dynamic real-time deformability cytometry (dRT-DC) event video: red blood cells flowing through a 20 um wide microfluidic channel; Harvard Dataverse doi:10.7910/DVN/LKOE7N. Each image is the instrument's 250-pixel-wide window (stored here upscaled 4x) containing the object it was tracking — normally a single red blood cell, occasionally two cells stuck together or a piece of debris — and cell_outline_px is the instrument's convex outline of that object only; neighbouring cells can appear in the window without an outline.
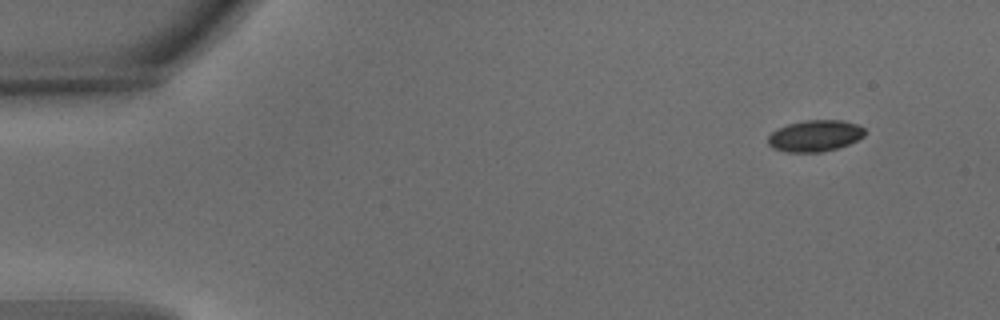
{"species": "common noctule bat (a hibernating species)", "species_latin": "Nyctalus noctula", "temperature_condition": "warm", "stored_images_in_passage": 3, "camera_frame_rate_fps": 3000, "um_per_image_px": 0.085, "animal": {"sex": "male", "body_mass_g": 15.6}, "frame": {"image": 1, "passage_image": 1, "time_ms": 0.0, "image_size_px": [1000, 320], "cell_outline_px": [[864, 136], [848, 144], [836, 148], [820, 152], [784, 152], [772, 148], [768, 144], [768, 136], [772, 132], [788, 124], [804, 120], [844, 120], [856, 124], [864, 128]], "centroid_in_image_um": [69.25, 11.54], "position_along_channel_um": 15.7, "area_um2": 17.63}}
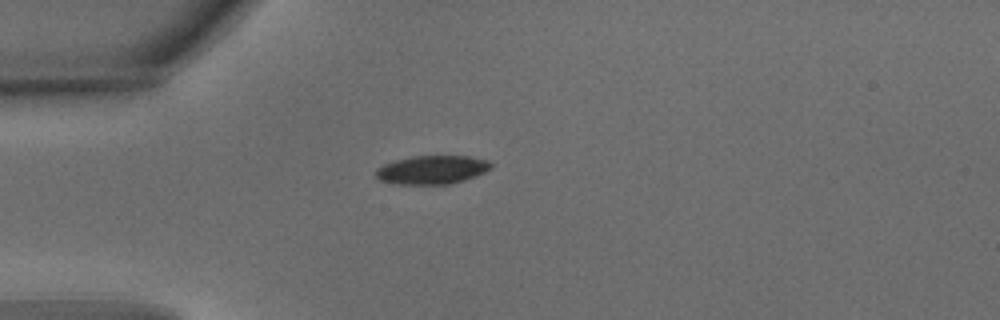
{"frame": {"image": 2, "passage_image": 3, "time_ms": 0.667, "image_size_px": [1000, 320], "cell_outline_px": [[492, 164], [484, 172], [464, 180], [448, 184], [392, 184], [380, 180], [376, 176], [376, 168], [384, 164], [396, 160], [412, 156], [468, 156], [488, 160]], "centroid_in_image_um": [36.68, 14.43], "position_along_channel_um": 48.3, "area_um2": 19.02}}